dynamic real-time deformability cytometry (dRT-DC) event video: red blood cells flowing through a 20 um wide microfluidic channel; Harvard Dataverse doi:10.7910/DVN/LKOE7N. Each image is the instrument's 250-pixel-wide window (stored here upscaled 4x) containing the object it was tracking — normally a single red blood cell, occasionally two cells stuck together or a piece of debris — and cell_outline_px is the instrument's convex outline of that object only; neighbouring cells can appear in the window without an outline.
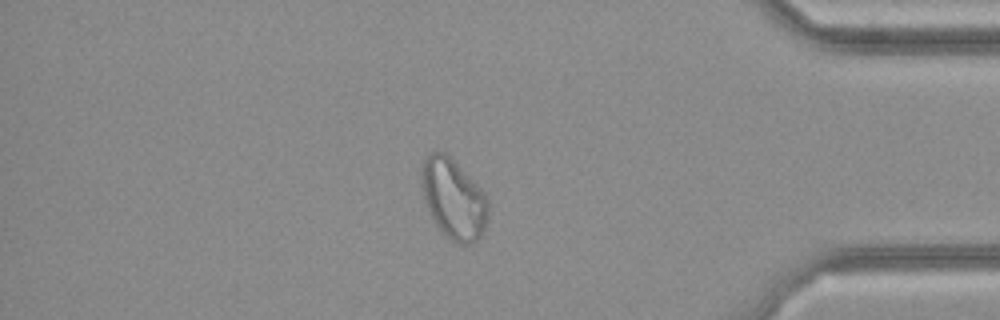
{"species": "common noctule bat (a hibernating species)", "species_latin": "Nyctalus noctula", "temperature_condition": "cold", "stored_images_in_passage": 35, "camera_frame_rate_fps": 3000, "um_per_image_px": 0.085, "animal": {"sex": "female", "body_mass_g": 21.9}, "frame": {"image": 1, "passage_image": 30, "time_ms": 9.667, "image_size_px": [1000, 320], "cell_outline_px": [[488, 212], [484, 228], [480, 236], [472, 244], [460, 244], [452, 240], [436, 224], [428, 208], [420, 184], [420, 168], [424, 160], [432, 152], [444, 152], [484, 192], [488, 200]], "centroid_in_image_um": [38.53, 16.9], "position_along_channel_um": 396.7, "area_um2": 30.4}}